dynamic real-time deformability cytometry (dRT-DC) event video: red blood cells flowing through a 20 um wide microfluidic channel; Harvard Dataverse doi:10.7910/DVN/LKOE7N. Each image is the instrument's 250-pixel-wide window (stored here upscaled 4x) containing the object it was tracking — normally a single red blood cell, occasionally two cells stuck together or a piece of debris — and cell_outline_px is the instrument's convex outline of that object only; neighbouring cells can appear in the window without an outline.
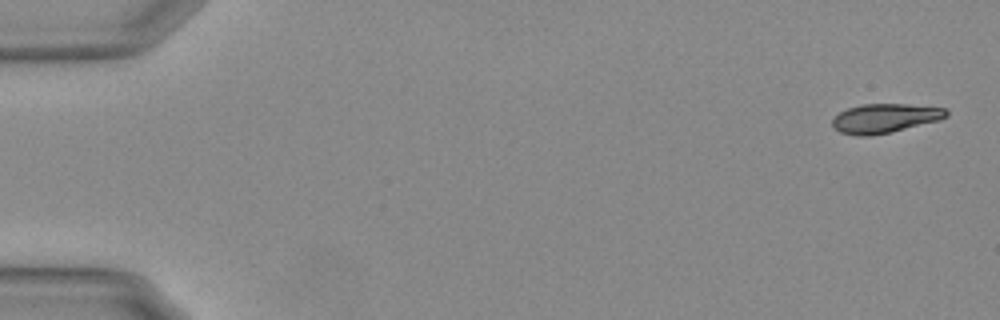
{"species": "Egyptian fruit bat (a non-hibernating species)", "species_latin": "Rousettus aegyptiacus", "temperature_condition": "warm", "stored_images_in_passage": 54, "camera_frame_rate_fps": 3000, "um_per_image_px": 0.085, "animal": {"sex": "female"}, "frame": {"image": 1, "passage_image": 1, "time_ms": 0.0, "image_size_px": [1000, 320], "cell_outline_px": [[948, 116], [940, 120], [892, 132], [868, 136], [860, 136], [840, 132], [832, 124], [832, 120], [840, 112], [848, 108], [864, 104], [908, 104], [944, 108], [948, 112]], "centroid_in_image_um": [75.24, 10.05], "position_along_channel_um": 9.8, "area_um2": 19.25}}
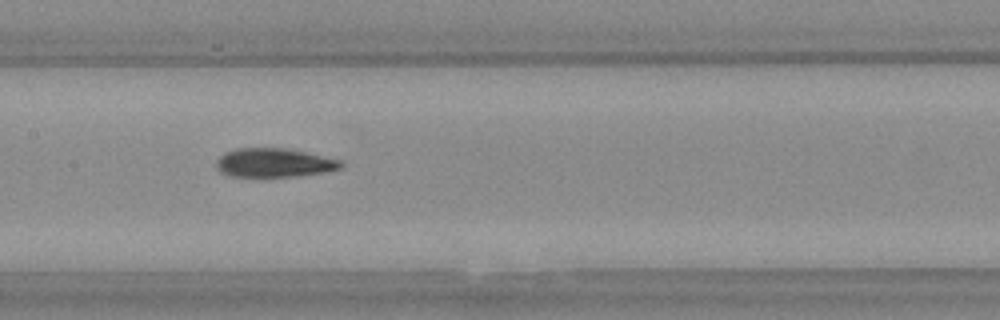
{"frame": {"image": 2, "passage_image": 27, "time_ms": 8.667, "image_size_px": [1000, 320], "cell_outline_px": [[344, 168], [324, 172], [296, 176], [228, 176], [220, 172], [216, 168], [216, 160], [224, 152], [236, 148], [284, 148], [304, 152], [340, 160], [344, 164]], "centroid_in_image_um": [23.27, 13.83], "position_along_channel_um": 184.1, "area_um2": 20.92}}
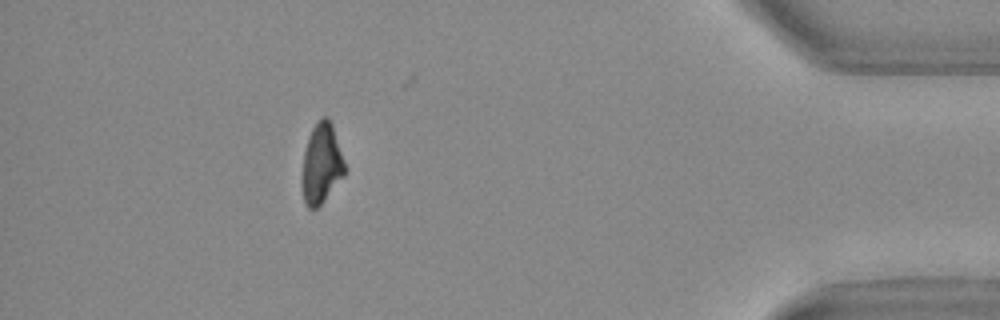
{"frame": {"image": 3, "passage_image": 49, "time_ms": 16.0, "image_size_px": [1000, 320], "cell_outline_px": [[344, 176], [324, 200], [316, 208], [308, 208], [304, 200], [304, 152], [308, 136], [312, 128], [320, 116], [328, 116], [332, 124], [344, 160]], "centroid_in_image_um": [27.35, 13.84], "position_along_channel_um": 407.8, "area_um2": 19.36}, "authors_computed_cell_mechanics": {"area_um2": 20.9236, "velocity_mm_per_s": 3.7264, "shape_relaxation_time_tau1_ms": 4.3038, "shape_relaxation_time_tau2_ms": 2.6406, "deformation_change_tau1": 0.183, "deformation_change_tau2": 0.0977}}